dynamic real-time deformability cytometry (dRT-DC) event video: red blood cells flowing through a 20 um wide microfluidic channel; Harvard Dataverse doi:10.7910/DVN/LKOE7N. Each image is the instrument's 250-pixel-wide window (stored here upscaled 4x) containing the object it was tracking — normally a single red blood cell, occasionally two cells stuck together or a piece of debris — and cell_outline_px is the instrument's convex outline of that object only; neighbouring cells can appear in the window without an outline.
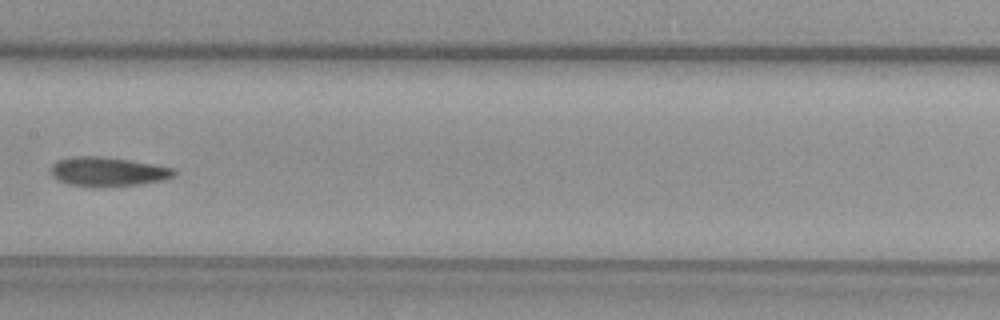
{"species": "common noctule bat (a hibernating species)", "species_latin": "Nyctalus noctula", "temperature_condition": "warm", "stored_images_in_passage": 7, "camera_frame_rate_fps": 3000, "um_per_image_px": 0.085, "animal": {"sex": "female", "body_mass_g": 29.2, "forearm_length_mm": 56.3}, "frame": {"image": 1, "passage_image": 7, "time_ms": 2.0, "image_size_px": [1000, 320], "cell_outline_px": [[176, 176], [164, 180], [140, 184], [100, 188], [92, 188], [68, 184], [52, 176], [52, 164], [56, 160], [68, 156], [104, 156], [176, 168]], "centroid_in_image_um": [9.17, 14.6], "position_along_channel_um": 198.2, "area_um2": 21.44}}